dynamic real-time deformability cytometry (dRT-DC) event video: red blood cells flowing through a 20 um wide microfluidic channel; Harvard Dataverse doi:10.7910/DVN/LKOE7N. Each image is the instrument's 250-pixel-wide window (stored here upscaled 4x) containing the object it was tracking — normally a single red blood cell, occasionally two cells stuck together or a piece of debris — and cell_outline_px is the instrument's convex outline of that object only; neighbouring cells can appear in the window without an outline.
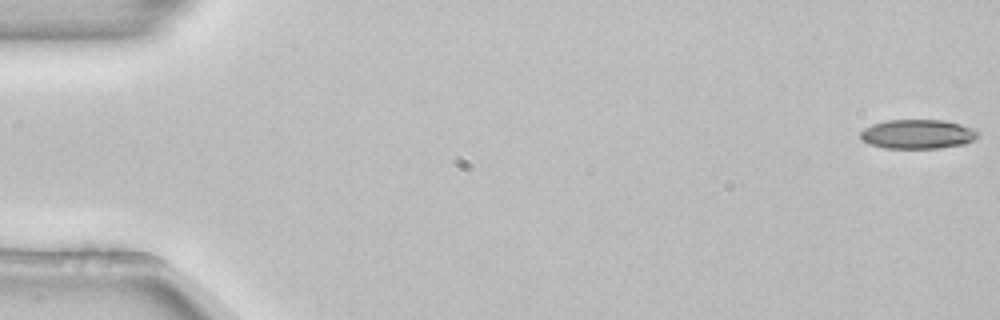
{"species": "common noctule bat (a hibernating species)", "species_latin": "Nyctalus noctula", "temperature_condition": "room temperature", "stored_images_in_passage": 54, "camera_frame_rate_fps": 3000, "um_per_image_px": 0.085, "animal": {"sex": "female", "body_mass_g": 22.7, "forearm_length_mm": 54.2}, "frame": {"image": 1, "passage_image": 1, "time_ms": 0.0, "image_size_px": [1000, 320], "cell_outline_px": [[976, 136], [972, 140], [964, 144], [940, 148], [884, 148], [868, 144], [860, 140], [860, 132], [864, 128], [872, 124], [884, 120], [944, 120], [960, 124], [972, 128], [976, 132]], "centroid_in_image_um": [77.92, 11.4], "position_along_channel_um": 7.1, "area_um2": 20.06}}
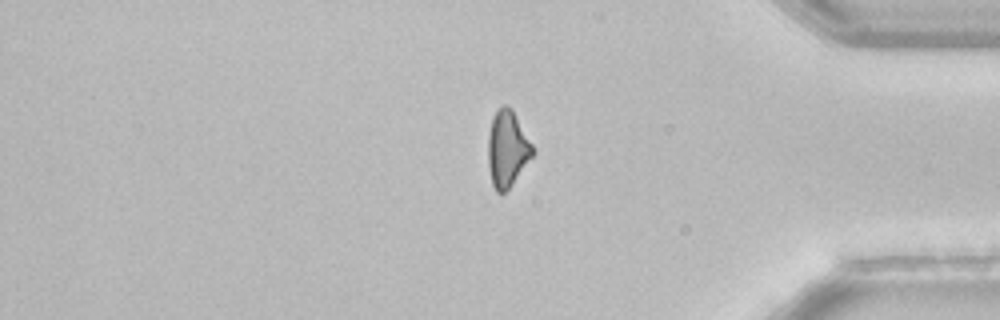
{"frame": {"image": 2, "passage_image": 45, "time_ms": 14.667, "image_size_px": [1000, 320], "cell_outline_px": [[532, 156], [512, 184], [504, 192], [496, 192], [492, 184], [488, 168], [488, 136], [492, 116], [504, 104], [512, 108], [532, 144]], "centroid_in_image_um": [43.09, 12.63], "position_along_channel_um": 392.1, "area_um2": 19.54}}
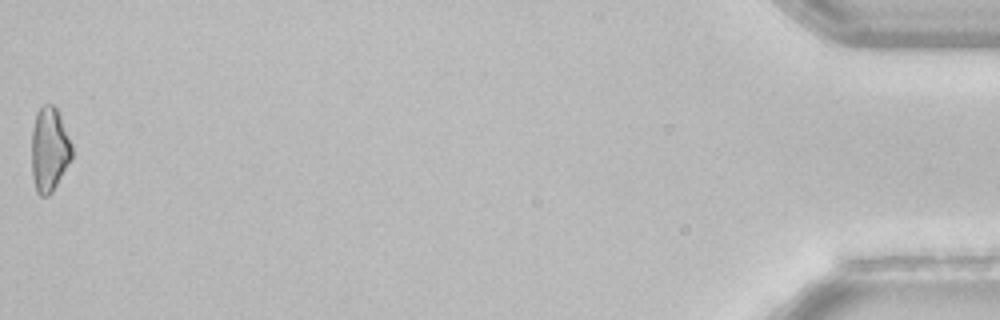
{"frame": {"image": 3, "passage_image": 54, "time_ms": 17.667, "image_size_px": [1000, 320], "cell_outline_px": [[72, 160], [52, 192], [48, 196], [40, 196], [36, 192], [32, 176], [32, 128], [36, 112], [44, 104], [52, 104], [56, 108], [60, 116], [72, 144]], "centroid_in_image_um": [4.19, 12.73], "position_along_channel_um": 431.0, "area_um2": 20.0}, "authors_computed_cell_mechanics": {"area_um2": 20.7213, "velocity_mm_per_s": 3.8648, "shape_relaxation_time_tau1_ms": null, "shape_relaxation_time_tau2_ms": 5.9072, "deformation_change_tau1": null, "deformation_change_tau2": 0.1417}}